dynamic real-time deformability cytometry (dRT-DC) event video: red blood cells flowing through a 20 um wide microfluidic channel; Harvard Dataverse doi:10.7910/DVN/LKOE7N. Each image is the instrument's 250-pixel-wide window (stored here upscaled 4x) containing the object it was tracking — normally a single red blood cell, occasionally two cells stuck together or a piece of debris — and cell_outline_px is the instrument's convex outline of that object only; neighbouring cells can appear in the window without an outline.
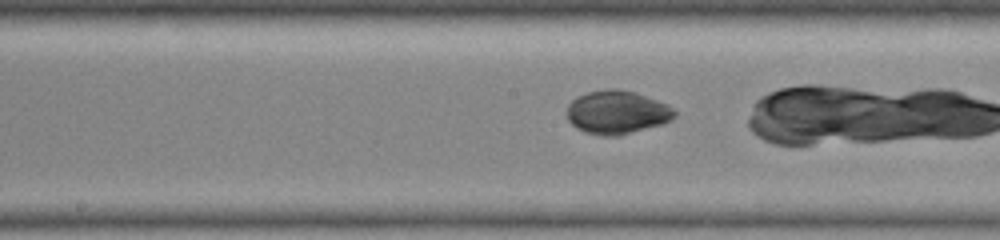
{"species": "common noctule bat (a hibernating species)", "species_latin": "Nyctalus noctula", "temperature_condition": "warm", "stored_images_in_passage": 33, "camera_frame_rate_fps": 3000, "um_per_image_px": 0.085, "animal": {"sex": "female", "body_mass_g": 19.0, "forearm_length_mm": 51.5}, "frame": {"image": 1, "passage_image": 25, "time_ms": 8.0, "image_size_px": [1000, 240], "cell_outline_px": [[676, 116], [672, 120], [664, 124], [620, 136], [600, 136], [584, 132], [576, 128], [568, 120], [568, 104], [576, 96], [588, 92], [608, 88], [616, 88], [636, 92], [668, 104], [676, 112]], "centroid_in_image_um": [52.46, 9.55], "position_along_channel_um": 195.7, "area_um2": 27.69}}